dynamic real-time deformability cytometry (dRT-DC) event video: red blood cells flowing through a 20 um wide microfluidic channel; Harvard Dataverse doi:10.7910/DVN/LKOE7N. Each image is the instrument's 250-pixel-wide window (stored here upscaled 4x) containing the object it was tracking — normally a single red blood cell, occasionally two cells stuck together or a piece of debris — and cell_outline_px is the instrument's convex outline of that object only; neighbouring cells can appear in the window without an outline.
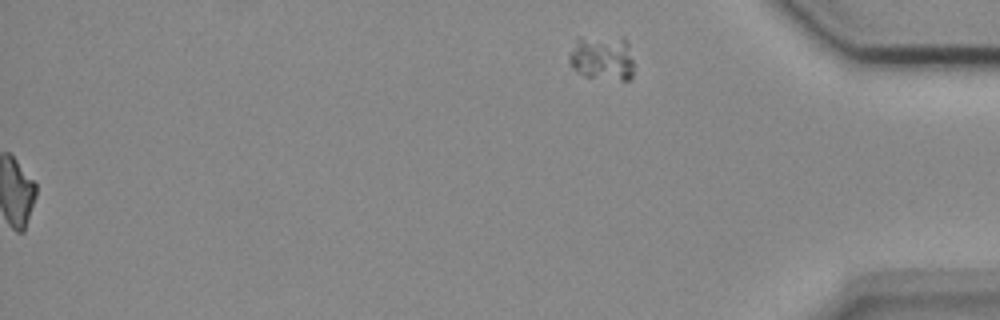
{"species": "common noctule bat (a hibernating species)", "species_latin": "Nyctalus noctula", "temperature_condition": "cold", "stored_images_in_passage": 42, "segment_of_instrument_passage": [2, 2], "camera_frame_rate_fps": 3000, "um_per_image_px": 0.085, "animal": {"sex": "female", "body_mass_g": 18.4}, "frame": {"image": 1, "passage_image": 42, "time_ms": 13.667, "image_size_px": [1000, 320], "cell_outline_px": [[632, 76], [628, 80], [620, 80], [584, 76], [572, 68], [568, 64], [568, 56], [576, 36], [624, 36], [628, 44], [632, 60]], "centroid_in_image_um": [51.14, 4.87], "position_along_channel_um": 384.1, "area_um2": 17.51}}